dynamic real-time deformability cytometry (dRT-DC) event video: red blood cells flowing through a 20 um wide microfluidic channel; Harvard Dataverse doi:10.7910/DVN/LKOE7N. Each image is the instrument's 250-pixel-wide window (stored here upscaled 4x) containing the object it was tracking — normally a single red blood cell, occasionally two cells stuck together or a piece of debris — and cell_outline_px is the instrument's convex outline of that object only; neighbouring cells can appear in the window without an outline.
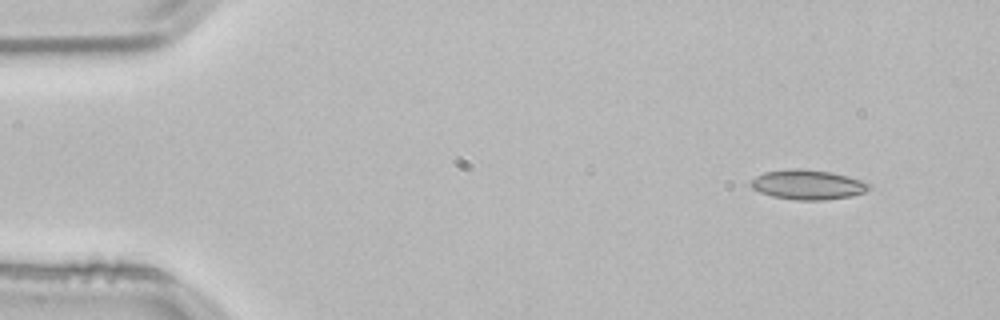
{"species": "common noctule bat (a hibernating species)", "species_latin": "Nyctalus noctula", "temperature_condition": "room temperature", "stored_images_in_passage": 49, "camera_frame_rate_fps": 3000, "um_per_image_px": 0.085, "animal": {"sex": "male", "body_mass_g": 21.5, "forearm_length_mm": 52.0}, "frame": {"image": 1, "passage_image": 1, "time_ms": 0.0, "image_size_px": [1000, 320], "cell_outline_px": [[872, 188], [864, 192], [852, 196], [824, 200], [796, 200], [772, 196], [760, 192], [752, 188], [752, 180], [756, 176], [764, 172], [788, 168], [800, 168], [832, 172], [848, 176], [860, 180], [868, 184]], "centroid_in_image_um": [68.66, 15.69], "position_along_channel_um": 16.3, "area_um2": 20.46}}
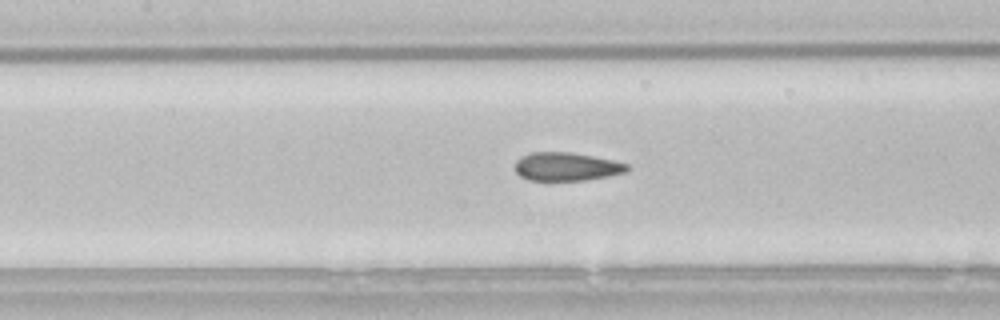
{"frame": {"image": 2, "passage_image": 20, "time_ms": 6.333, "image_size_px": [1000, 320], "cell_outline_px": [[628, 172], [608, 176], [584, 180], [528, 180], [520, 176], [516, 172], [516, 160], [532, 152], [572, 152], [612, 160], [628, 164]], "centroid_in_image_um": [48.16, 14.16], "position_along_channel_um": 159.2, "area_um2": 18.38}}
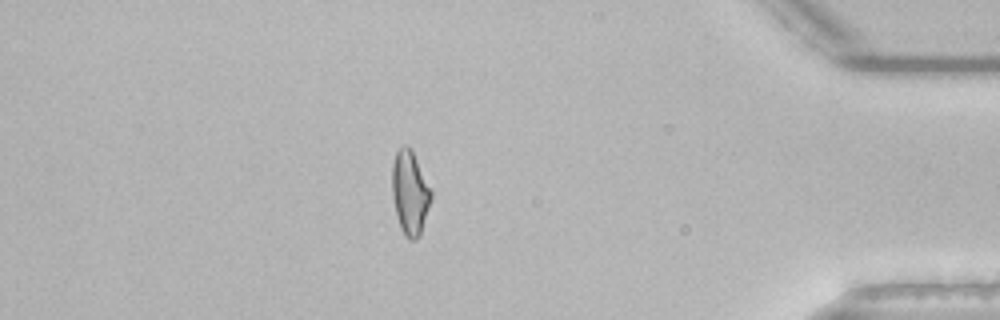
{"frame": {"image": 3, "passage_image": 42, "time_ms": 13.667, "image_size_px": [1000, 320], "cell_outline_px": [[432, 196], [420, 236], [416, 240], [408, 240], [400, 228], [396, 216], [392, 196], [392, 164], [396, 152], [404, 144], [412, 152], [432, 192]], "centroid_in_image_um": [34.82, 16.45], "position_along_channel_um": 400.4, "area_um2": 18.84}, "authors_computed_cell_mechanics": {"area_um2": 19.074, "velocity_mm_per_s": 3.8445, "shape_relaxation_time_tau1_ms": null, "shape_relaxation_time_tau2_ms": 1.6919, "deformation_change_tau1": null, "deformation_change_tau2": 0.0669}}